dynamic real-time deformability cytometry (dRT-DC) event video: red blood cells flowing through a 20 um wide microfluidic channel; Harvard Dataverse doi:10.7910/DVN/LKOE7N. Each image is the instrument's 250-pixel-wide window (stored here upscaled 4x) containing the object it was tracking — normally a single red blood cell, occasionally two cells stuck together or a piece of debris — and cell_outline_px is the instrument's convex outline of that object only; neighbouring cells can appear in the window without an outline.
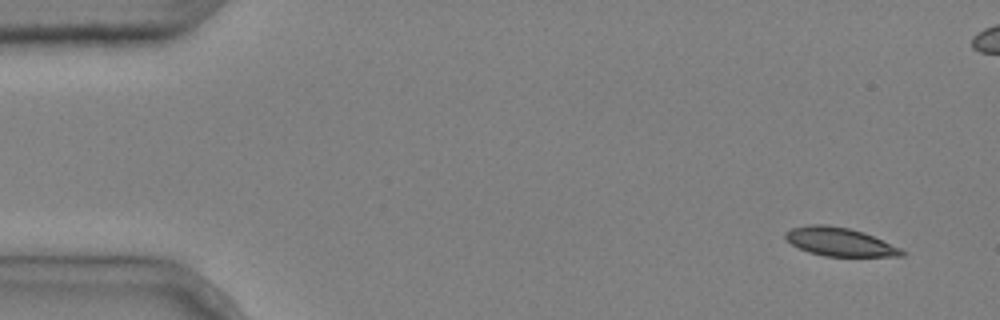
{"species": "common noctule bat (a hibernating species)", "species_latin": "Nyctalus noctula", "temperature_condition": "cold", "stored_images_in_passage": 6, "camera_frame_rate_fps": 3000, "um_per_image_px": 0.085, "animal": {"sex": "male", "body_mass_g": 20.4}, "frame": {"image": 1, "passage_image": 1, "time_ms": 0.0, "image_size_px": [1000, 320], "cell_outline_px": [[908, 252], [904, 256], [824, 256], [808, 252], [792, 244], [784, 236], [784, 232], [792, 228], [808, 224], [828, 224], [848, 228], [864, 232], [900, 248]], "centroid_in_image_um": [71.37, 20.55], "position_along_channel_um": 13.6, "area_um2": 19.31}}